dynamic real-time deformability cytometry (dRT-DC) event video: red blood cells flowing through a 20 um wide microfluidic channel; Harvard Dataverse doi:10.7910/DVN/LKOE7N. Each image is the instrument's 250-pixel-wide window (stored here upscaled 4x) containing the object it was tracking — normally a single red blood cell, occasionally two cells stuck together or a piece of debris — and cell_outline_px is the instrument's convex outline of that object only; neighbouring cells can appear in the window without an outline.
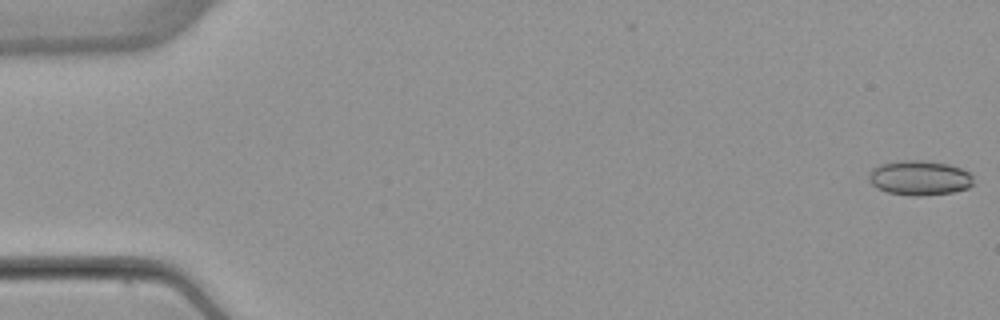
{"species": "common noctule bat (a hibernating species)", "species_latin": "Nyctalus noctula", "temperature_condition": "warm", "stored_images_in_passage": 53, "camera_frame_rate_fps": 3000, "um_per_image_px": 0.085, "animal": {"sex": "female", "body_mass_g": 22.7, "forearm_length_mm": 54.2}, "frame": {"image": 1, "passage_image": 1, "time_ms": 0.0, "image_size_px": [1000, 320], "cell_outline_px": [[972, 184], [968, 188], [952, 192], [920, 196], [912, 196], [888, 192], [876, 188], [868, 180], [868, 172], [872, 168], [884, 164], [904, 160], [924, 160], [948, 164], [960, 168], [968, 172], [972, 176]], "centroid_in_image_um": [78.13, 15.12], "position_along_channel_um": 6.9, "area_um2": 21.1}}
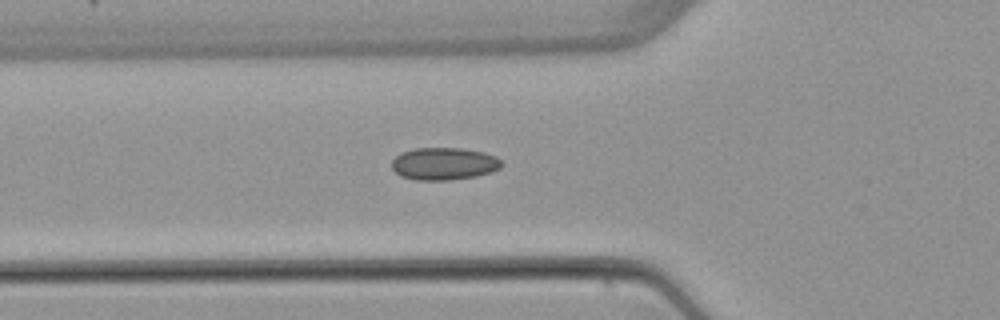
{"frame": {"image": 2, "passage_image": 19, "time_ms": 6.0, "image_size_px": [1000, 320], "cell_outline_px": [[504, 164], [500, 168], [492, 172], [476, 176], [448, 180], [416, 180], [400, 176], [392, 168], [392, 160], [400, 152], [416, 148], [464, 148], [484, 152], [496, 156]], "centroid_in_image_um": [37.75, 13.91], "position_along_channel_um": 88.1, "area_um2": 20.92}}
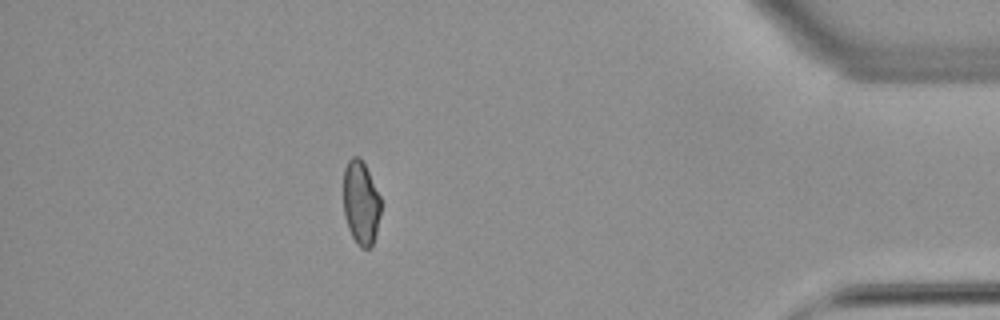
{"frame": {"image": 3, "passage_image": 47, "time_ms": 15.333, "image_size_px": [1000, 320], "cell_outline_px": [[380, 212], [376, 232], [372, 244], [368, 248], [360, 248], [356, 244], [348, 228], [344, 216], [344, 168], [348, 160], [352, 156], [360, 156], [380, 196]], "centroid_in_image_um": [30.65, 17.23], "position_along_channel_um": 404.5, "area_um2": 18.15}, "authors_computed_cell_mechanics": {"area_um2": 19.652, "velocity_mm_per_s": 3.8894, "shape_relaxation_time_tau1_ms": null, "shape_relaxation_time_tau2_ms": 1.6455, "deformation_change_tau1": null, "deformation_change_tau2": 0.0709}}